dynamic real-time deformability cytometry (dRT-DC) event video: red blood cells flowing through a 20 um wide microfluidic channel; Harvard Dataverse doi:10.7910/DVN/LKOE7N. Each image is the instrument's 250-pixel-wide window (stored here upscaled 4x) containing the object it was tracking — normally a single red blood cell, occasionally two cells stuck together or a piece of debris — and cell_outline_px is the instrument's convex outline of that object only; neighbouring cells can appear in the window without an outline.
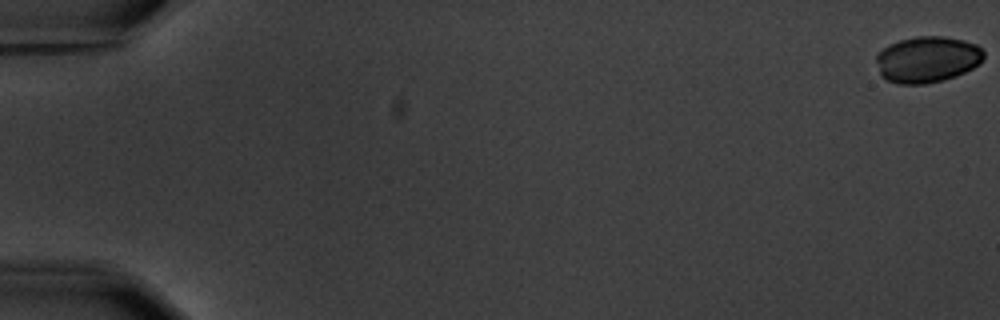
{"species": "common noctule bat (a hibernating species)", "species_latin": "Nyctalus noctula", "temperature_condition": "warm", "stored_images_in_passage": 6, "camera_frame_rate_fps": 3000, "um_per_image_px": 0.085, "animal": {"sex": "male", "body_mass_g": 20.1, "forearm_length_mm": 53.5}, "frame": {"image": 1, "passage_image": 1, "time_ms": 0.0, "image_size_px": [1000, 320], "cell_outline_px": [[984, 56], [980, 64], [956, 76], [944, 80], [924, 84], [900, 84], [888, 80], [880, 76], [876, 60], [876, 56], [888, 44], [900, 40], [916, 36], [944, 36], [964, 40], [976, 44], [984, 52]], "centroid_in_image_um": [78.82, 5.05], "position_along_channel_um": 6.2, "area_um2": 29.07}}
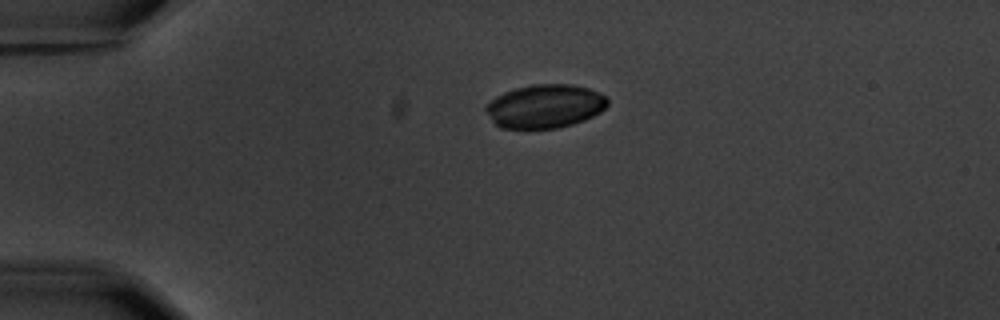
{"frame": {"image": 2, "passage_image": 5, "time_ms": 4.667, "image_size_px": [1000, 320], "cell_outline_px": [[608, 104], [600, 112], [584, 120], [572, 124], [556, 128], [500, 128], [492, 120], [484, 108], [496, 96], [504, 92], [516, 88], [532, 84], [572, 84], [588, 88], [600, 92], [608, 96]], "centroid_in_image_um": [46.35, 9.02], "position_along_channel_um": 38.7, "area_um2": 30.87}}